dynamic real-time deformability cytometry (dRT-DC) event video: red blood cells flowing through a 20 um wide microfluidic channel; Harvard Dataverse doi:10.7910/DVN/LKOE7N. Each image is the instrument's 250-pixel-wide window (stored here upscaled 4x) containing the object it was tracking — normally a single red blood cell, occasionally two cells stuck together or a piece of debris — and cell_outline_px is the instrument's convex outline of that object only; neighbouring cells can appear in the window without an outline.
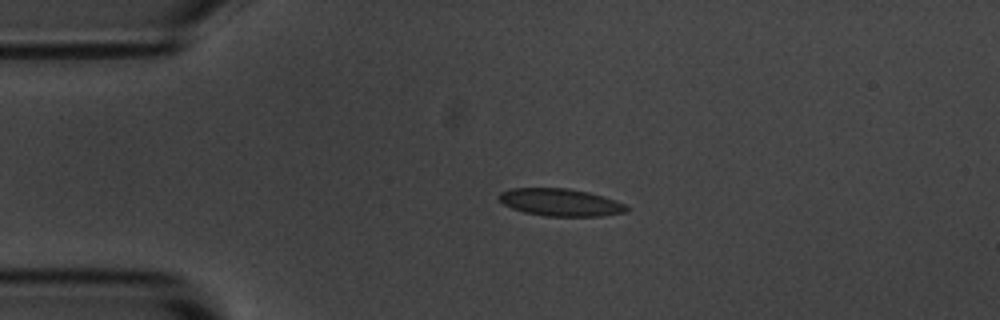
{"species": "common noctule bat (a hibernating species)", "species_latin": "Nyctalus noctula", "temperature_condition": "room temperature", "stored_images_in_passage": 4, "camera_frame_rate_fps": 3000, "um_per_image_px": 0.085, "animal": {"sex": "male", "body_mass_g": 20.1, "forearm_length_mm": 53.5}, "frame": {"image": 1, "passage_image": 3, "time_ms": 2.333, "image_size_px": [1000, 320], "cell_outline_px": [[632, 208], [628, 212], [600, 216], [544, 216], [524, 212], [512, 208], [504, 204], [496, 196], [500, 192], [512, 188], [568, 188], [588, 192], [604, 196], [624, 204]], "centroid_in_image_um": [47.65, 17.2], "position_along_channel_um": 37.3, "area_um2": 20.52}}